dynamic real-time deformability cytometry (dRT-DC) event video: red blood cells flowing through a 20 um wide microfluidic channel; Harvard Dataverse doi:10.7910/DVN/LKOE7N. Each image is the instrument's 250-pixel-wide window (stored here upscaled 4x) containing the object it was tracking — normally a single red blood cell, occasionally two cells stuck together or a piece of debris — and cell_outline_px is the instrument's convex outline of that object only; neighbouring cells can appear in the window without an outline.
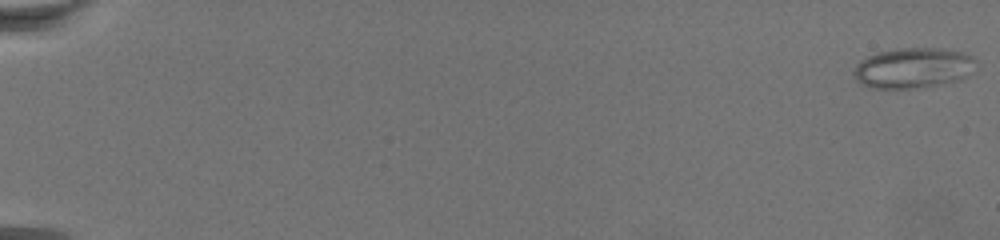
{"species": "common noctule bat (a hibernating species)", "species_latin": "Nyctalus noctula", "temperature_condition": "warm", "stored_images_in_passage": 74, "camera_frame_rate_fps": 3000, "um_per_image_px": 0.085, "animal": {"sex": "female", "body_mass_g": 19.5, "forearm_length_mm": 54.1}, "frame": {"image": 1, "passage_image": 1, "time_ms": 0.0, "image_size_px": [1000, 240], "cell_outline_px": [[976, 60], [964, 76], [960, 80], [928, 88], [872, 88], [860, 84], [856, 80], [852, 72], [856, 64], [860, 60], [876, 52], [896, 48], [936, 48], [960, 52], [972, 56]], "centroid_in_image_um": [77.53, 5.79], "position_along_channel_um": 7.5, "area_um2": 28.84}}
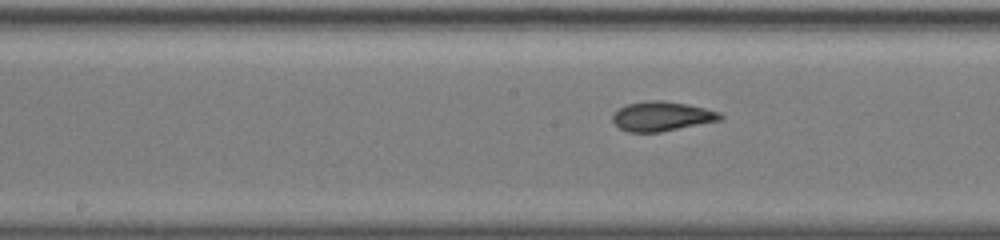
{"frame": {"image": 2, "passage_image": 41, "time_ms": 13.333, "image_size_px": [1000, 240], "cell_outline_px": [[724, 116], [720, 120], [660, 132], [628, 132], [620, 128], [612, 120], [612, 116], [620, 108], [628, 104], [648, 100], [664, 100], [688, 104], [720, 112]], "centroid_in_image_um": [56.26, 9.88], "position_along_channel_um": 191.9, "area_um2": 18.38}}
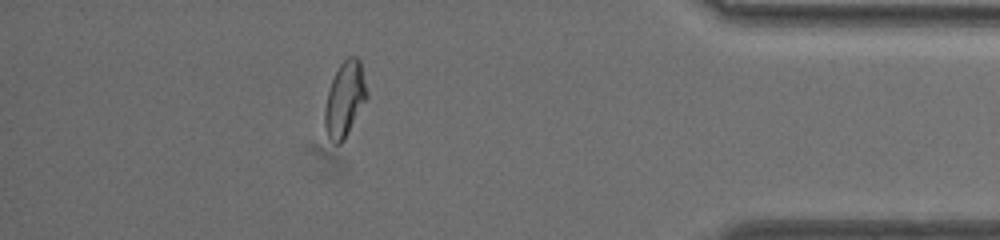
{"frame": {"image": 3, "passage_image": 66, "time_ms": 21.667, "image_size_px": [1000, 240], "cell_outline_px": [[368, 96], [344, 140], [340, 144], [332, 144], [324, 128], [324, 108], [328, 92], [332, 80], [340, 64], [348, 56], [356, 56], [360, 60], [368, 92]], "centroid_in_image_um": [29.3, 8.44], "position_along_channel_um": 405.9, "area_um2": 18.44}}